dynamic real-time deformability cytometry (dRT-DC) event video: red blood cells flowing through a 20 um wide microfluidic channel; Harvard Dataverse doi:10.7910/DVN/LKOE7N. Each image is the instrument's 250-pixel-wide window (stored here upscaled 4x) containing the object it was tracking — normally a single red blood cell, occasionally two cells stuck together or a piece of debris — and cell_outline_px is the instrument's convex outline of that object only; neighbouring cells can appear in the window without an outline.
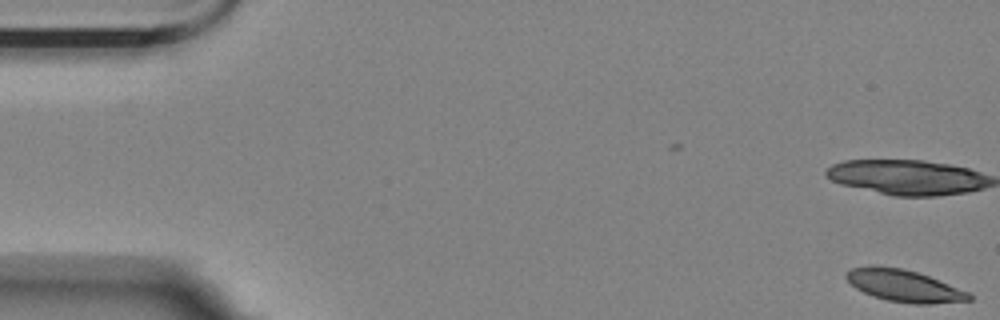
{"species": "Egyptian fruit bat (a non-hibernating species)", "species_latin": "Rousettus aegyptiacus", "temperature_condition": "room temperature", "stored_images_in_passage": 46, "camera_frame_rate_fps": 3000, "um_per_image_px": 0.085, "animal": {"sex": "female"}, "frame": {"image": 1, "passage_image": 1, "time_ms": 0.0, "image_size_px": [1000, 320], "cell_outline_px": [[972, 300], [928, 304], [912, 304], [888, 300], [872, 296], [856, 288], [844, 276], [852, 268], [904, 268], [928, 276], [968, 292], [972, 296]], "centroid_in_image_um": [76.89, 24.33], "position_along_channel_um": 8.1, "area_um2": 22.02}}